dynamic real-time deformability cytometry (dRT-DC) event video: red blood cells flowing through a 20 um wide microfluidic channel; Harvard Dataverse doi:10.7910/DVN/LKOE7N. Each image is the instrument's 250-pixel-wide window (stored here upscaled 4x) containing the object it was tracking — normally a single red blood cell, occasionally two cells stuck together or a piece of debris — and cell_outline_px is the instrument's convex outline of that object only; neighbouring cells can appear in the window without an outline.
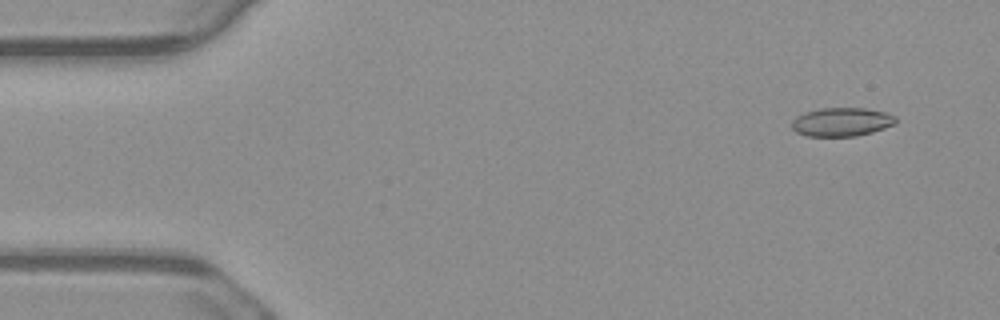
{"species": "common noctule bat (a hibernating species)", "species_latin": "Nyctalus noctula", "temperature_condition": "warm", "stored_images_in_passage": 55, "camera_frame_rate_fps": 3000, "um_per_image_px": 0.085, "animal": {"sex": "male", "body_mass_g": 23.1, "forearm_length_mm": 52.7}, "frame": {"image": 1, "passage_image": 4, "time_ms": 1.0, "image_size_px": [1000, 320], "cell_outline_px": [[896, 124], [872, 132], [856, 136], [804, 136], [796, 132], [792, 128], [792, 120], [796, 116], [804, 112], [820, 108], [864, 108], [888, 112], [896, 116]], "centroid_in_image_um": [71.54, 10.36], "position_along_channel_um": 13.5, "area_um2": 17.57}}
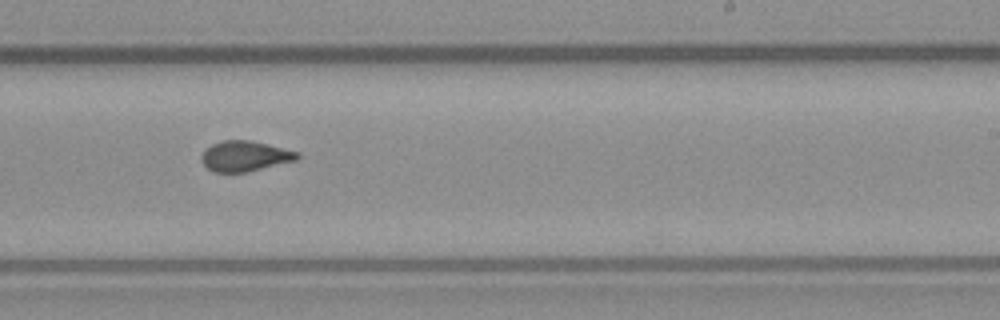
{"frame": {"image": 2, "passage_image": 33, "time_ms": 10.667, "image_size_px": [1000, 320], "cell_outline_px": [[300, 156], [296, 160], [248, 172], [212, 172], [200, 160], [200, 156], [204, 148], [220, 140], [248, 140], [268, 144], [300, 152]], "centroid_in_image_um": [20.79, 13.26], "position_along_channel_um": 268.2, "area_um2": 17.17}}
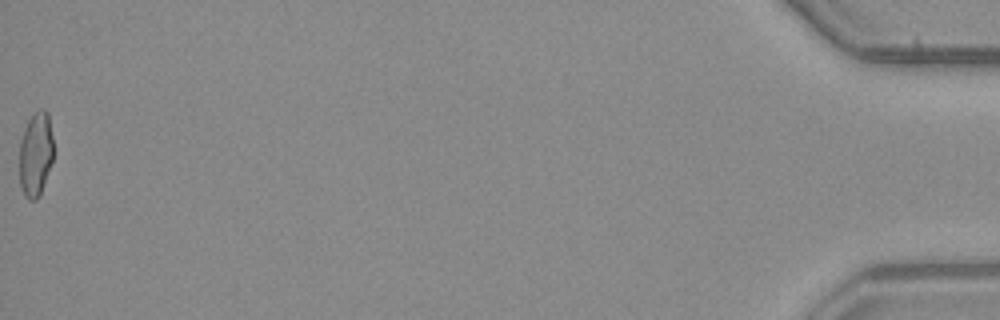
{"frame": {"image": 3, "passage_image": 55, "time_ms": 18.0, "image_size_px": [1000, 320], "cell_outline_px": [[52, 160], [40, 196], [36, 200], [28, 200], [24, 196], [20, 188], [20, 140], [24, 128], [28, 120], [40, 108], [44, 108], [48, 112], [52, 136]], "centroid_in_image_um": [3.02, 13.12], "position_along_channel_um": 432.2, "area_um2": 16.76}, "authors_computed_cell_mechanics": {"area_um2": 17.2822, "velocity_mm_per_s": 3.7602, "shape_relaxation_time_tau1_ms": null, "shape_relaxation_time_tau2_ms": 1.829, "deformation_change_tau1": null, "deformation_change_tau2": 0.0616}}